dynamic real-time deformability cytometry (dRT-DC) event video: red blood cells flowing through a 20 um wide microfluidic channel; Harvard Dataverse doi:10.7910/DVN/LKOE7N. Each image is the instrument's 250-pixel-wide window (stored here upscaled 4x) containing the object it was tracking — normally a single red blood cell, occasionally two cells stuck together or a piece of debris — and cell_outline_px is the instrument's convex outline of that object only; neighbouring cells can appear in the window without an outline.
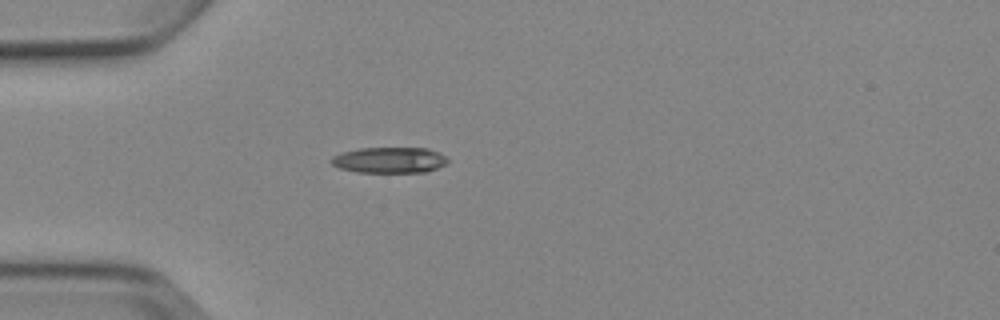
{"species": "Egyptian fruit bat (a non-hibernating species)", "species_latin": "Rousettus aegyptiacus", "temperature_condition": "cold", "stored_images_in_passage": 5, "camera_frame_rate_fps": 3000, "um_per_image_px": 0.085, "animal": {"sex": "female"}, "frame": {"image": 1, "passage_image": 4, "time_ms": 3.667, "image_size_px": [1000, 320], "cell_outline_px": [[448, 160], [444, 164], [436, 168], [424, 172], [356, 172], [340, 168], [332, 164], [328, 160], [332, 156], [344, 152], [360, 148], [428, 148], [440, 152]], "centroid_in_image_um": [33.08, 13.6], "position_along_channel_um": 51.9, "area_um2": 17.46}}